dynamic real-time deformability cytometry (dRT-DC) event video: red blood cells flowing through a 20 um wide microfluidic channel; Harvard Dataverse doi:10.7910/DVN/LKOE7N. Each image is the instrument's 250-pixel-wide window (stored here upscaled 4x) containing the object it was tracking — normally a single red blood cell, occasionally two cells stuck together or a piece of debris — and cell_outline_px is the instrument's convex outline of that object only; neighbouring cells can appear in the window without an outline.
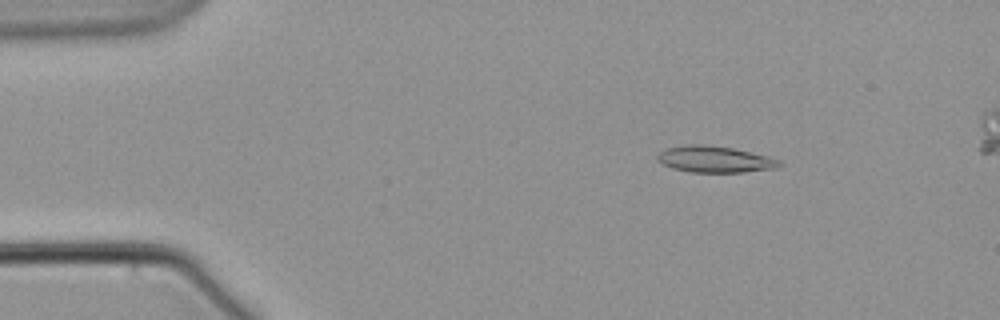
{"species": "common noctule bat (a hibernating species)", "species_latin": "Nyctalus noctula", "temperature_condition": "warm", "stored_images_in_passage": 7, "camera_frame_rate_fps": 3000, "um_per_image_px": 0.085, "animal": {"sex": "male", "body_mass_g": 21.5, "forearm_length_mm": 52.0}, "frame": {"image": 1, "passage_image": 2, "time_ms": 2.0, "image_size_px": [1000, 320], "cell_outline_px": [[784, 164], [772, 168], [740, 172], [688, 172], [672, 168], [656, 160], [656, 156], [664, 148], [688, 144], [700, 144], [732, 148], [780, 160]], "centroid_in_image_um": [60.66, 13.54], "position_along_channel_um": 24.3, "area_um2": 18.5}}
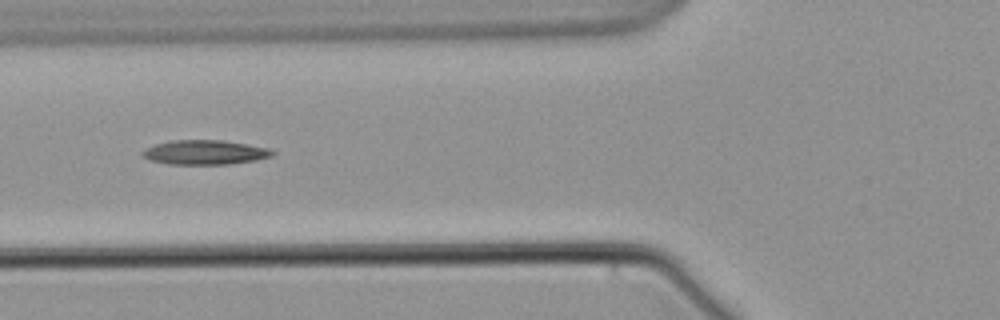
{"frame": {"image": 2, "passage_image": 6, "time_ms": 7.0, "image_size_px": [1000, 320], "cell_outline_px": [[276, 152], [272, 156], [256, 160], [228, 164], [168, 164], [152, 160], [140, 156], [140, 152], [144, 148], [156, 144], [172, 140], [224, 140], [268, 148]], "centroid_in_image_um": [17.39, 12.94], "position_along_channel_um": 108.4, "area_um2": 18.55}}